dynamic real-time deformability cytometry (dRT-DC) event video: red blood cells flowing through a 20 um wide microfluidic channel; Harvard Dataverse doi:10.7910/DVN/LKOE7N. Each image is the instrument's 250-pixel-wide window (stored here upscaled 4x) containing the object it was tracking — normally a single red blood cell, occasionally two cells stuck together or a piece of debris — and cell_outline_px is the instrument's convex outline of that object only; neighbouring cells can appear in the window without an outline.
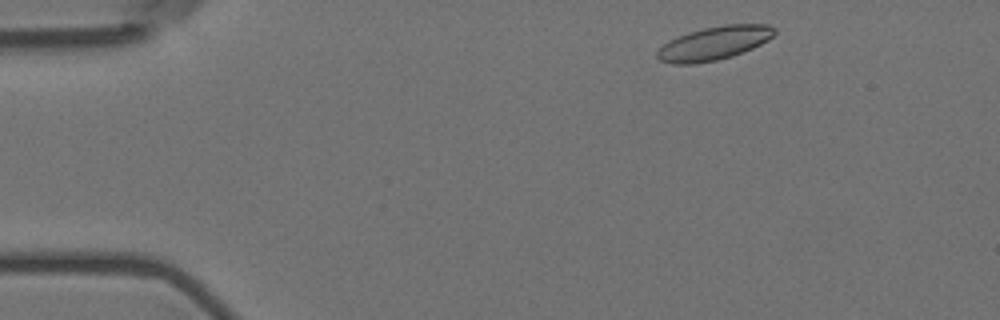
{"species": "Egyptian fruit bat (a non-hibernating species)", "species_latin": "Rousettus aegyptiacus", "temperature_condition": "room temperature", "stored_images_in_passage": 51, "camera_frame_rate_fps": 3000, "um_per_image_px": 0.085, "animal": {"sex": "female"}, "frame": {"image": 1, "passage_image": 3, "time_ms": 0.667, "image_size_px": [1000, 320], "cell_outline_px": [[776, 32], [768, 40], [752, 48], [732, 56], [716, 60], [692, 64], [676, 64], [660, 60], [656, 56], [656, 52], [668, 40], [688, 32], [704, 28], [724, 24], [768, 24], [776, 28]], "centroid_in_image_um": [60.71, 3.66], "position_along_channel_um": 24.3, "area_um2": 22.83}}
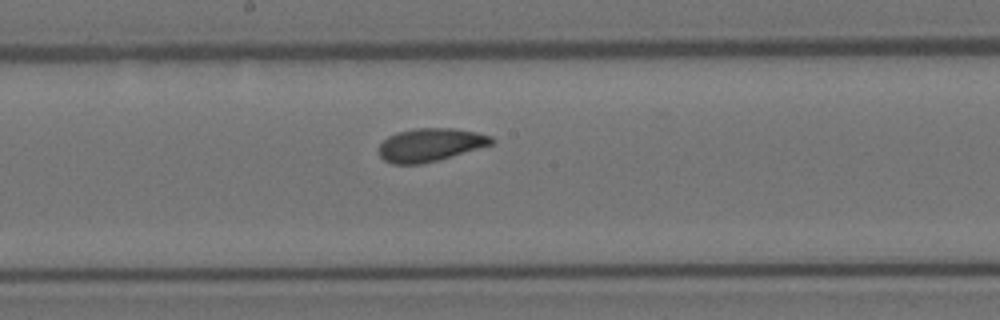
{"frame": {"image": 2, "passage_image": 25, "time_ms": 8.0, "image_size_px": [1000, 320], "cell_outline_px": [[496, 140], [492, 144], [436, 160], [420, 164], [392, 164], [384, 160], [380, 156], [380, 144], [388, 136], [396, 132], [416, 128], [456, 128], [476, 132], [492, 136]], "centroid_in_image_um": [36.57, 12.29], "position_along_channel_um": 211.6, "area_um2": 21.56}}
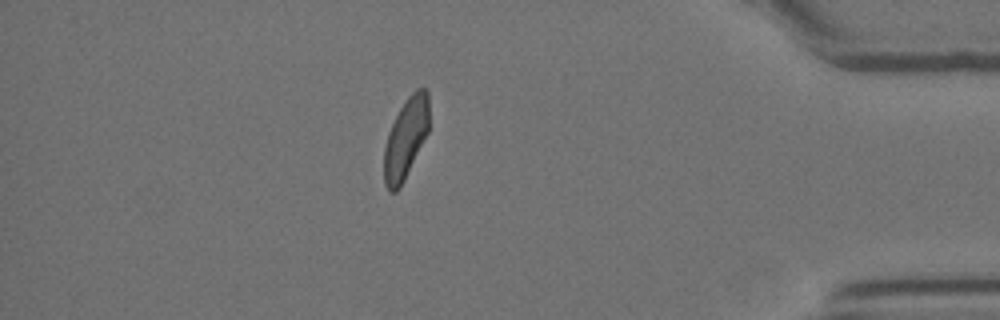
{"frame": {"image": 3, "passage_image": 44, "time_ms": 14.333, "image_size_px": [1000, 320], "cell_outline_px": [[428, 132], [400, 188], [396, 192], [388, 192], [384, 184], [384, 148], [388, 132], [400, 108], [408, 96], [416, 88], [424, 88], [428, 92]], "centroid_in_image_um": [34.47, 11.79], "position_along_channel_um": 400.7, "area_um2": 21.04}, "authors_computed_cell_mechanics": {"area_um2": 21.7906, "velocity_mm_per_s": 3.6015, "shape_relaxation_time_tau1_ms": 7.4557, "shape_relaxation_time_tau2_ms": 1.8561, "deformation_change_tau1": 0.1496, "deformation_change_tau2": 0.0754}}